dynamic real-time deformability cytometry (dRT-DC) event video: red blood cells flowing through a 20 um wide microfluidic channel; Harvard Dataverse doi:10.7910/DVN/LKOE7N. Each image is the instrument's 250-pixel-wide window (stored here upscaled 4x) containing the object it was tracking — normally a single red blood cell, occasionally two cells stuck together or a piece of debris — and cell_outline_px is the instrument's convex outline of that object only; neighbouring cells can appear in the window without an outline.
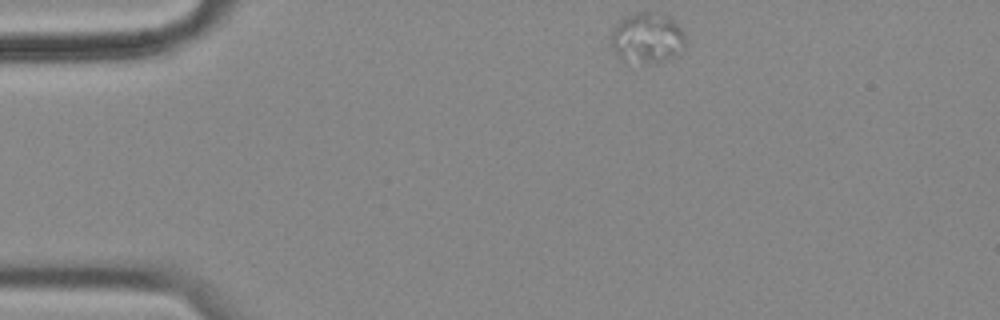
{"species": "common noctule bat (a hibernating species)", "species_latin": "Nyctalus noctula", "temperature_condition": "cold", "stored_images_in_passage": 49, "camera_frame_rate_fps": 3000, "um_per_image_px": 0.085, "animal": {"sex": "female", "body_mass_g": 18.4}, "frame": {"image": 1, "passage_image": 1, "time_ms": 0.0, "image_size_px": [1000, 320], "cell_outline_px": [[684, 48], [680, 52], [668, 60], [644, 64], [620, 56], [612, 48], [612, 32], [616, 24], [624, 16], [636, 12], [644, 12], [668, 16], [680, 28], [684, 36]], "centroid_in_image_um": [55.02, 3.22], "position_along_channel_um": 30.0, "area_um2": 21.33}}
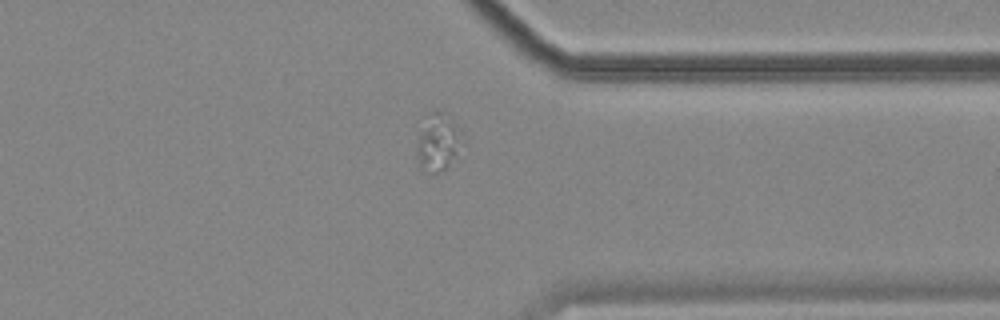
{"frame": {"image": 2, "passage_image": 36, "time_ms": 11.667, "image_size_px": [1000, 320], "cell_outline_px": [[464, 144], [448, 168], [444, 172], [420, 172], [416, 156], [416, 148], [420, 136], [432, 112], [440, 108], [452, 116], [464, 140]], "centroid_in_image_um": [37.29, 12.15], "position_along_channel_um": 374.1, "area_um2": 15.49}}
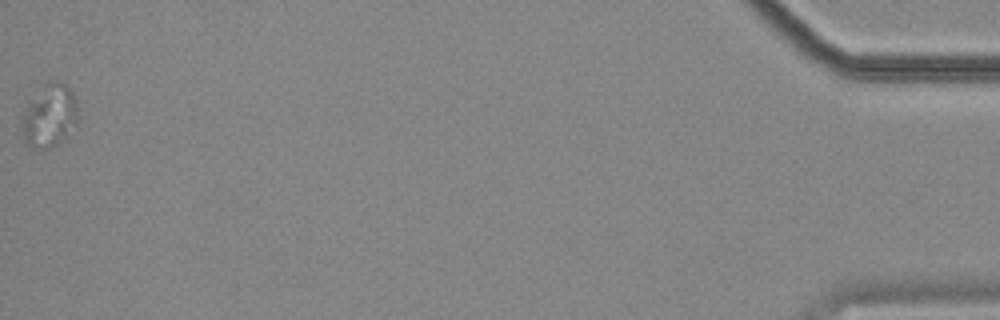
{"frame": {"image": 3, "passage_image": 49, "time_ms": 16.0, "image_size_px": [1000, 320], "cell_outline_px": [[80, 116], [76, 124], [68, 136], [52, 148], [36, 148], [24, 144], [20, 120], [28, 100], [48, 80], [60, 80], [72, 92], [76, 100]], "centroid_in_image_um": [4.2, 9.83], "position_along_channel_um": 431.0, "area_um2": 21.33}}